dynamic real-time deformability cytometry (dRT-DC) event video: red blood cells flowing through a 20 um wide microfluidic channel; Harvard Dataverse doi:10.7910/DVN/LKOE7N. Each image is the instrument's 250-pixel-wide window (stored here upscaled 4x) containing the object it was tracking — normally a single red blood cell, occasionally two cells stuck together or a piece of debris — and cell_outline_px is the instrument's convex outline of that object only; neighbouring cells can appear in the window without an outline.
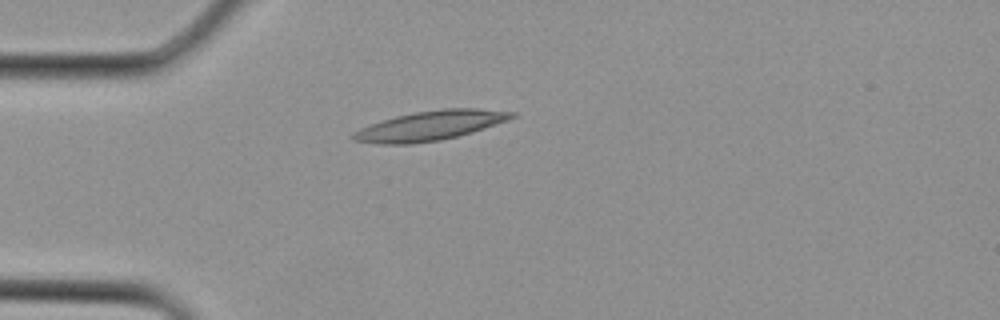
{"species": "Egyptian fruit bat (a non-hibernating species)", "species_latin": "Rousettus aegyptiacus", "temperature_condition": "cold", "stored_images_in_passage": 1, "camera_frame_rate_fps": 3000, "um_per_image_px": 0.085, "animal": {"sex": "female"}, "frame": {"image": 1, "passage_image": 1, "time_ms": 0.0, "image_size_px": [1000, 320], "cell_outline_px": [[516, 116], [508, 120], [472, 132], [440, 140], [412, 144], [380, 144], [352, 140], [348, 136], [352, 132], [360, 128], [396, 116], [416, 112], [444, 108], [476, 108], [516, 112]], "centroid_in_image_um": [36.54, 10.68], "position_along_channel_um": 48.5, "area_um2": 27.17}}